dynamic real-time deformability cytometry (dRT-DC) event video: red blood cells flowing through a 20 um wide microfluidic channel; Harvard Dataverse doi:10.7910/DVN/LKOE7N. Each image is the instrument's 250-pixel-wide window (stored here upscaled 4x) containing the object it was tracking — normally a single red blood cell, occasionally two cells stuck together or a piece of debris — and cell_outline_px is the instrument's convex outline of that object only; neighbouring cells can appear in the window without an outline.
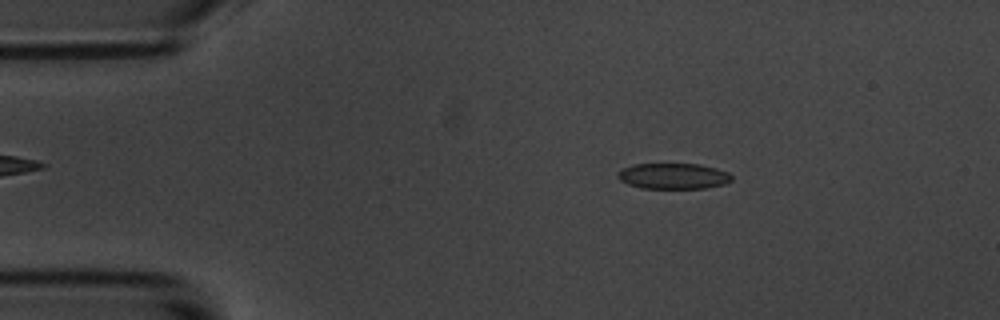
{"species": "common noctule bat (a hibernating species)", "species_latin": "Nyctalus noctula", "temperature_condition": "room temperature", "stored_images_in_passage": 47, "camera_frame_rate_fps": 3000, "um_per_image_px": 0.085, "animal": {"sex": "male", "body_mass_g": 20.1, "forearm_length_mm": 53.5}, "frame": {"image": 1, "passage_image": 9, "time_ms": 2.667, "image_size_px": [1000, 320], "cell_outline_px": [[732, 180], [724, 184], [704, 188], [640, 188], [628, 184], [620, 180], [616, 176], [616, 172], [632, 164], [700, 164], [716, 168], [728, 172], [732, 176]], "centroid_in_image_um": [57.21, 14.96], "position_along_channel_um": 27.8, "area_um2": 17.17}}
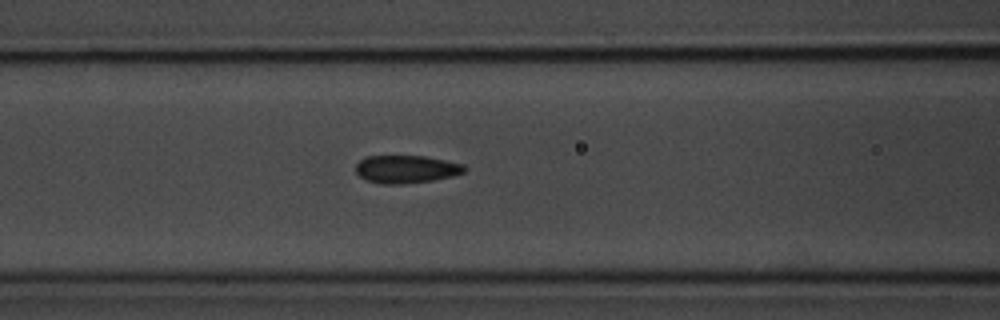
{"frame": {"image": 2, "passage_image": 22, "time_ms": 7.0, "image_size_px": [1000, 320], "cell_outline_px": [[468, 168], [464, 172], [452, 176], [432, 180], [400, 184], [380, 184], [368, 180], [360, 176], [356, 172], [356, 164], [360, 160], [368, 156], [424, 156], [464, 164]], "centroid_in_image_um": [34.54, 14.38], "position_along_channel_um": 132.1, "area_um2": 17.51}}
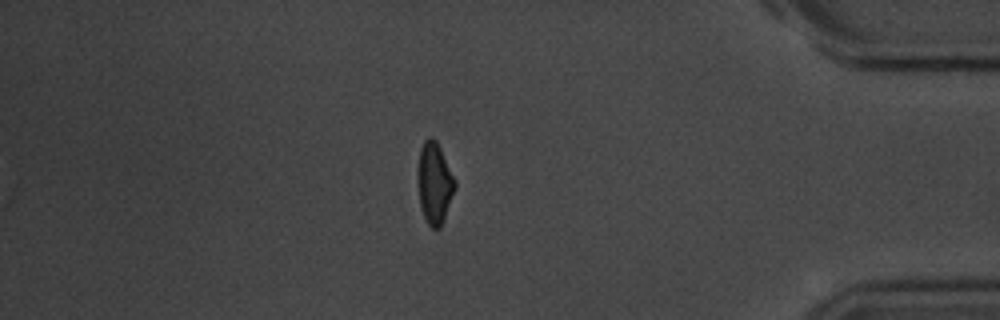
{"frame": {"image": 3, "passage_image": 47, "time_ms": 15.333, "image_size_px": [1000, 320], "cell_outline_px": [[456, 188], [444, 220], [440, 228], [432, 228], [428, 224], [424, 216], [420, 204], [420, 148], [424, 140], [428, 136], [432, 136], [436, 140], [456, 180]], "centroid_in_image_um": [36.99, 15.57], "position_along_channel_um": 398.2, "area_um2": 17.11}, "authors_computed_cell_mechanics": {"area_um2": 17.8024, "velocity_mm_per_s": 3.631, "shape_relaxation_time_tau1_ms": 5.6566, "shape_relaxation_time_tau2_ms": 1.7504, "deformation_change_tau1": 0.1344, "deformation_change_tau2": 0.0861}}